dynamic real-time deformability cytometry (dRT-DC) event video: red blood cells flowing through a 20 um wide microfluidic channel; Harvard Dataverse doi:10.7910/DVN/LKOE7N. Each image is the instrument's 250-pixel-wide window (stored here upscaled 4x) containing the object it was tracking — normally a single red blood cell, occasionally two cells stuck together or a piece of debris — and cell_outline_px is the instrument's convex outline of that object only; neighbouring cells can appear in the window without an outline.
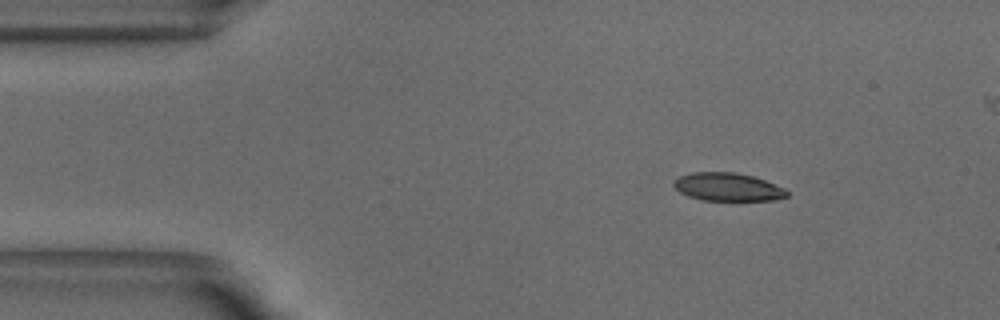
{"species": "common noctule bat (a hibernating species)", "species_latin": "Nyctalus noctula", "temperature_condition": "warm", "stored_images_in_passage": 47, "camera_frame_rate_fps": 3000, "um_per_image_px": 0.085, "animal": {"sex": "male", "body_mass_g": 18.8}, "frame": {"image": 1, "passage_image": 6, "time_ms": 1.667, "image_size_px": [1000, 320], "cell_outline_px": [[788, 196], [772, 200], [700, 200], [688, 196], [680, 192], [672, 184], [672, 180], [680, 176], [692, 172], [736, 172], [752, 176], [764, 180], [784, 188], [788, 192]], "centroid_in_image_um": [61.82, 15.89], "position_along_channel_um": 23.2, "area_um2": 18.5}}
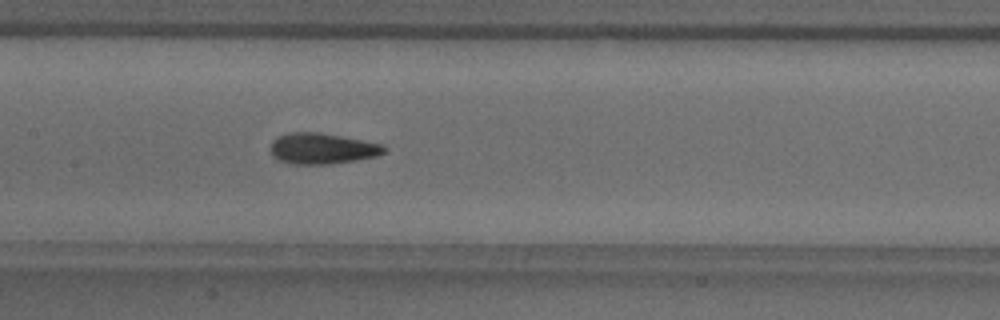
{"frame": {"image": 2, "passage_image": 23, "time_ms": 7.333, "image_size_px": [1000, 320], "cell_outline_px": [[388, 148], [384, 152], [376, 156], [356, 160], [332, 164], [292, 164], [280, 160], [272, 156], [268, 148], [272, 140], [276, 136], [292, 132], [320, 132], [384, 144]], "centroid_in_image_um": [27.36, 12.62], "position_along_channel_um": 180.0, "area_um2": 20.75}}
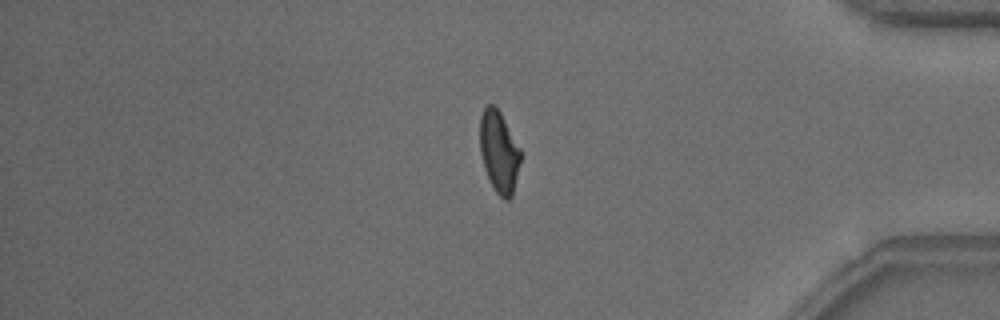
{"frame": {"image": 3, "passage_image": 42, "time_ms": 13.667, "image_size_px": [1000, 320], "cell_outline_px": [[520, 160], [512, 196], [508, 200], [504, 200], [496, 192], [484, 168], [480, 152], [480, 116], [484, 108], [488, 104], [492, 104], [500, 112], [520, 148]], "centroid_in_image_um": [42.4, 12.89], "position_along_channel_um": 392.8, "area_um2": 19.02}, "authors_computed_cell_mechanics": {"area_um2": 19.9988, "velocity_mm_per_s": 3.8443, "shape_relaxation_time_tau1_ms": 5.3876, "shape_relaxation_time_tau2_ms": 1.8353, "deformation_change_tau1": 0.1723, "deformation_change_tau2": 0.0825}}